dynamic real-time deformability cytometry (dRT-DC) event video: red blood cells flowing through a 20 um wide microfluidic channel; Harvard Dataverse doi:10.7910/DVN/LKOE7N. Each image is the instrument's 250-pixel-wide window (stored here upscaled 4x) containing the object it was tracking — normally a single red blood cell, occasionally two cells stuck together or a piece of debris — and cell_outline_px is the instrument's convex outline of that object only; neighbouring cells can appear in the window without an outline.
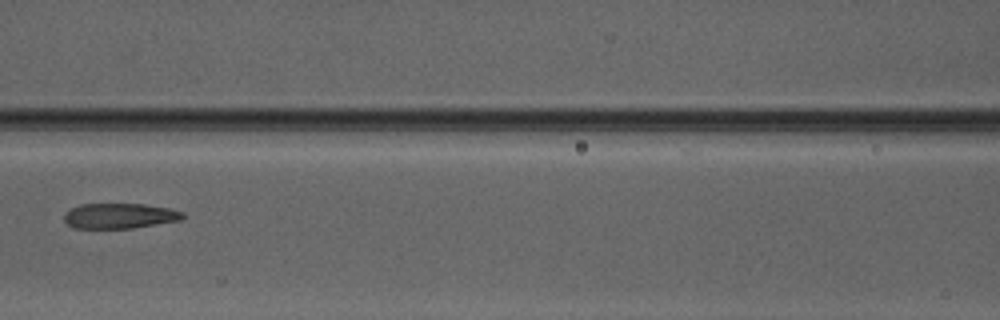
{"species": "Egyptian fruit bat (a non-hibernating species)", "species_latin": "Rousettus aegyptiacus", "temperature_condition": "warm", "stored_images_in_passage": 5, "camera_frame_rate_fps": 3000, "um_per_image_px": 0.085, "animal": {"sex": "male"}, "frame": {"image": 1, "passage_image": 5, "time_ms": 5.667, "image_size_px": [1000, 320], "cell_outline_px": [[184, 216], [180, 220], [132, 228], [72, 228], [64, 220], [64, 216], [72, 208], [80, 204], [144, 204], [168, 208], [184, 212]], "centroid_in_image_um": [10.16, 18.35], "position_along_channel_um": 156.4, "area_um2": 17.28}}